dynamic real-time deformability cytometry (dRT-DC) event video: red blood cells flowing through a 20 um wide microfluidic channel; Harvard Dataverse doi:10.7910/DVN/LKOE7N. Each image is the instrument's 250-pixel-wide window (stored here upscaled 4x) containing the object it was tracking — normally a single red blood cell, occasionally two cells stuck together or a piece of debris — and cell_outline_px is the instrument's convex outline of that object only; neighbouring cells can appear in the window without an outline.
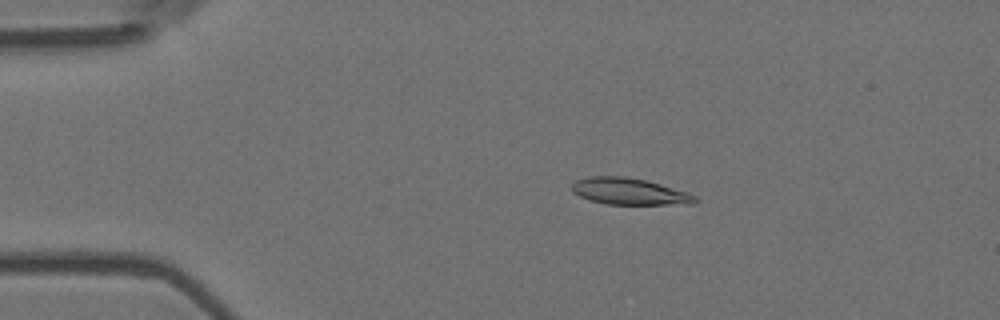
{"species": "Egyptian fruit bat (a non-hibernating species)", "species_latin": "Rousettus aegyptiacus", "temperature_condition": "room temperature", "stored_images_in_passage": 55, "camera_frame_rate_fps": 3000, "um_per_image_px": 0.085, "animal": {"sex": "female"}, "frame": {"image": 1, "passage_image": 10, "time_ms": 3.0, "image_size_px": [1000, 320], "cell_outline_px": [[700, 200], [696, 204], [604, 204], [588, 200], [572, 192], [572, 184], [576, 180], [588, 176], [624, 176], [644, 180], [660, 184], [688, 192], [696, 196]], "centroid_in_image_um": [53.5, 16.28], "position_along_channel_um": 31.5, "area_um2": 19.25}}
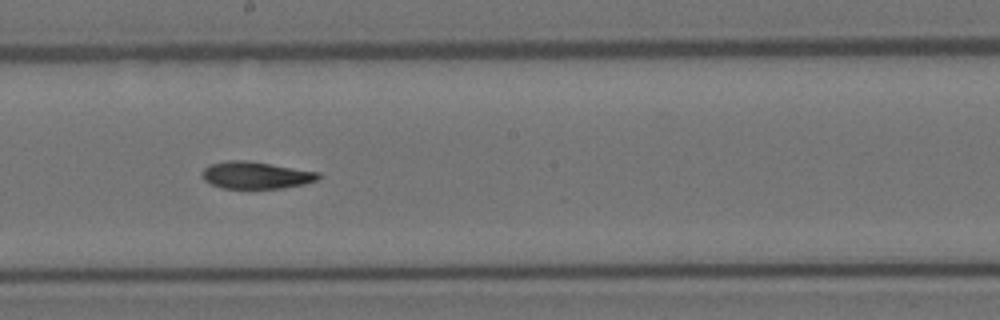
{"frame": {"image": 2, "passage_image": 30, "time_ms": 9.667, "image_size_px": [1000, 320], "cell_outline_px": [[320, 176], [316, 180], [304, 184], [280, 188], [220, 188], [204, 180], [204, 168], [208, 164], [224, 160], [244, 160], [320, 172]], "centroid_in_image_um": [21.73, 14.88], "position_along_channel_um": 226.5, "area_um2": 18.15}}
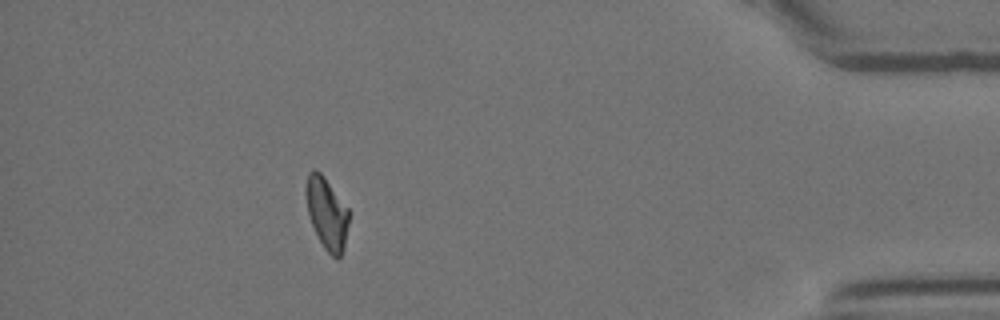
{"frame": {"image": 3, "passage_image": 49, "time_ms": 16.0, "image_size_px": [1000, 320], "cell_outline_px": [[348, 224], [344, 248], [340, 256], [336, 260], [324, 248], [312, 224], [308, 212], [304, 192], [304, 188], [308, 172], [312, 168], [316, 168], [324, 176], [348, 208]], "centroid_in_image_um": [27.75, 18.08], "position_along_channel_um": 407.4, "area_um2": 17.98}}